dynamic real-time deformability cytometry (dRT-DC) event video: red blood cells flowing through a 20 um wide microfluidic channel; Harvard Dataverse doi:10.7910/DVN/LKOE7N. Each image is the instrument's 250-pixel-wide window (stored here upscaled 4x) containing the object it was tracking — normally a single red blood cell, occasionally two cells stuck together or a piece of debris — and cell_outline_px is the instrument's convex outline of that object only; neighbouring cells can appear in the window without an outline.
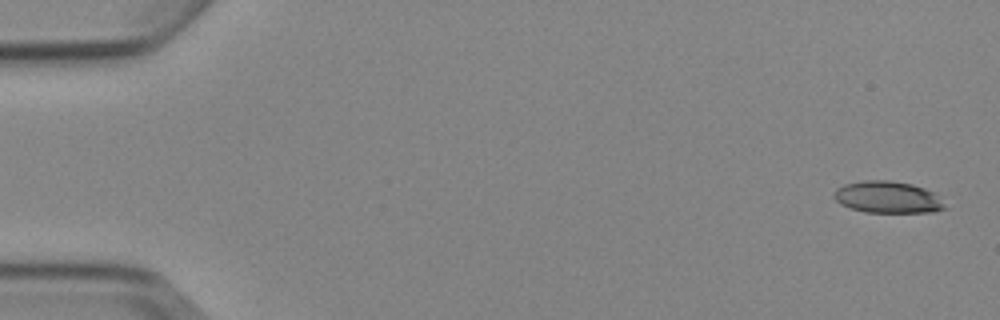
{"species": "Egyptian fruit bat (a non-hibernating species)", "species_latin": "Rousettus aegyptiacus", "temperature_condition": "cold", "stored_images_in_passage": 4, "camera_frame_rate_fps": 3000, "um_per_image_px": 0.085, "animal": {"sex": "female"}, "frame": {"image": 1, "passage_image": 1, "time_ms": 0.0, "image_size_px": [1000, 320], "cell_outline_px": [[948, 208], [932, 212], [864, 212], [840, 204], [832, 196], [832, 192], [836, 188], [844, 184], [864, 180], [888, 180], [912, 184], [936, 192]], "centroid_in_image_um": [75.46, 16.75], "position_along_channel_um": 9.5, "area_um2": 20.81}}